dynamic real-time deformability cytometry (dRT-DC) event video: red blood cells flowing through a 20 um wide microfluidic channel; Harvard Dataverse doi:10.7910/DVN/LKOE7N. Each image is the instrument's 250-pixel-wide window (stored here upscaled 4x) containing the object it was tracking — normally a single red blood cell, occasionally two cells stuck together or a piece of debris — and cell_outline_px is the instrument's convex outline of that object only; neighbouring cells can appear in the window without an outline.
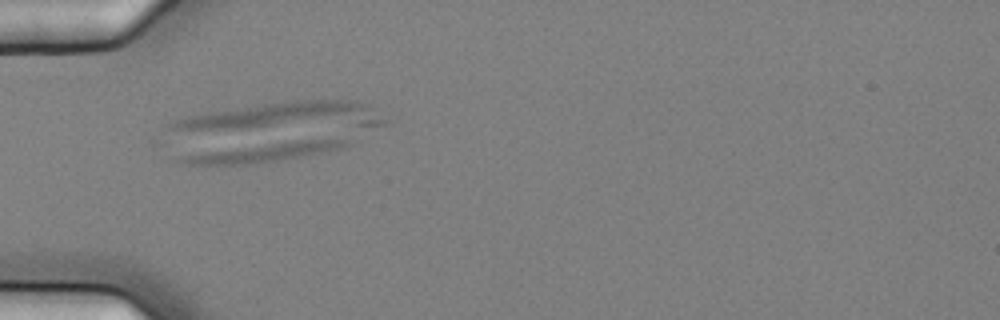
{"species": "common noctule bat (a hibernating species)", "species_latin": "Nyctalus noctula", "temperature_condition": "cold", "stored_images_in_passage": 6, "segment_of_instrument_passage": [1, 2], "camera_frame_rate_fps": 3000, "um_per_image_px": 0.085, "animal": {"sex": "female", "body_mass_g": 25.1}, "frame": {"image": 1, "passage_image": 5, "time_ms": 1.333, "image_size_px": [1000, 320], "cell_outline_px": [[352, 144], [344, 148], [300, 156], [252, 164], [184, 164], [172, 160], [180, 156], [296, 140], [344, 140]], "centroid_in_image_um": [22.4, 12.97], "position_along_channel_um": 62.6, "area_um2": 16.94}}